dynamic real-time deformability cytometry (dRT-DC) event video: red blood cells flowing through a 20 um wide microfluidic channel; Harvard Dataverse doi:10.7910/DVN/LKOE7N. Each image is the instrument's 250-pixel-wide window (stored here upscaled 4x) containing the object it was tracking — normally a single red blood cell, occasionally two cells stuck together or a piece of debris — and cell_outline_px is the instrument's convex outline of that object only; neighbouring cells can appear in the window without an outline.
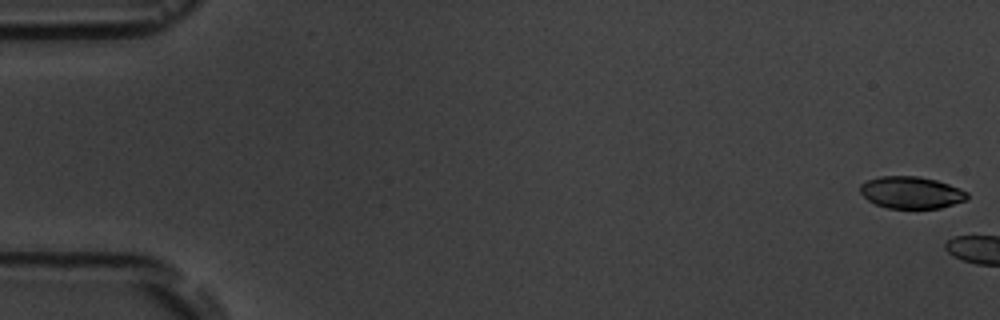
{"species": "common noctule bat (a hibernating species)", "species_latin": "Nyctalus noctula", "temperature_condition": "room temperature", "stored_images_in_passage": 2, "camera_frame_rate_fps": 3000, "um_per_image_px": 0.085, "animal": {"sex": "male", "body_mass_g": 19.5, "forearm_length_mm": 54.6}, "frame": {"image": 1, "passage_image": 1, "time_ms": 0.0, "image_size_px": [1000, 320], "cell_outline_px": [[968, 200], [940, 208], [888, 208], [876, 204], [868, 200], [860, 192], [860, 184], [868, 180], [880, 176], [920, 176], [936, 180], [960, 188], [968, 192]], "centroid_in_image_um": [77.48, 16.36], "position_along_channel_um": 7.5, "area_um2": 20.0}}